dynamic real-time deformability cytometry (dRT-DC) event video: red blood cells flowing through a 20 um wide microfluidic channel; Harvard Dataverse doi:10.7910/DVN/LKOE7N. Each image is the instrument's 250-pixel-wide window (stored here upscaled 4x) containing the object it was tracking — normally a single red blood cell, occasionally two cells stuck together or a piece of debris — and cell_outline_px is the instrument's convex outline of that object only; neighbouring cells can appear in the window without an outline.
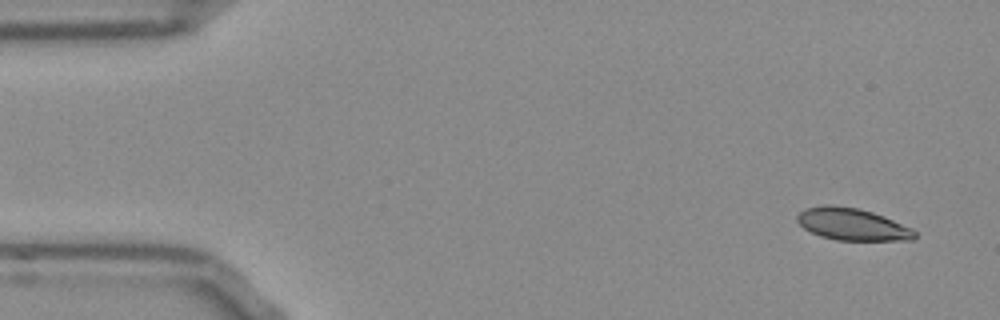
{"species": "Egyptian fruit bat (a non-hibernating species)", "species_latin": "Rousettus aegyptiacus", "temperature_condition": "room temperature", "stored_images_in_passage": 30, "camera_frame_rate_fps": 3000, "um_per_image_px": 0.085, "frame": {"image": 1, "passage_image": 1, "time_ms": 0.0, "image_size_px": [1000, 320], "cell_outline_px": [[916, 236], [912, 240], [836, 240], [820, 236], [804, 228], [796, 220], [796, 216], [804, 208], [824, 204], [832, 204], [860, 208], [884, 216], [912, 228], [916, 232]], "centroid_in_image_um": [72.42, 19.05], "position_along_channel_um": 12.6, "area_um2": 22.14}}
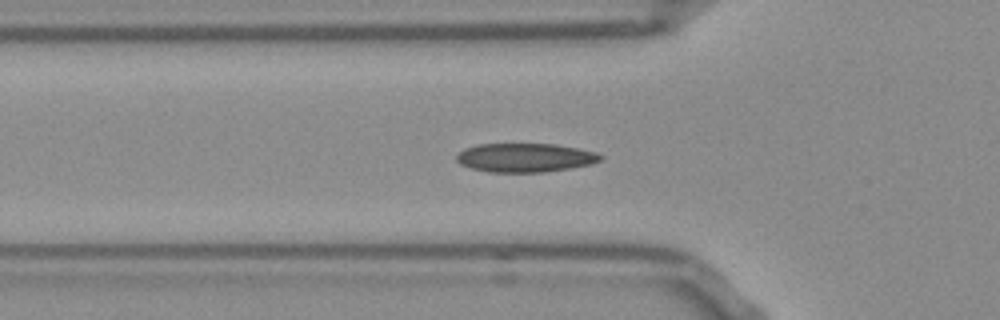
{"frame": {"image": 2, "passage_image": 15, "time_ms": 4.667, "image_size_px": [1000, 320], "cell_outline_px": [[604, 156], [600, 160], [592, 164], [544, 172], [488, 172], [472, 168], [460, 164], [456, 160], [456, 156], [464, 148], [476, 144], [556, 144], [596, 152]], "centroid_in_image_um": [44.62, 13.4], "position_along_channel_um": 81.2, "area_um2": 24.16}}
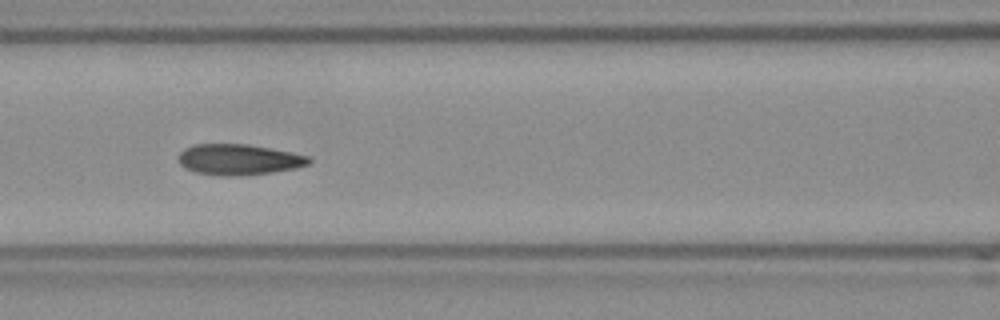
{"frame": {"image": 3, "passage_image": 20, "time_ms": 6.333, "image_size_px": [1000, 320], "cell_outline_px": [[312, 160], [308, 164], [296, 168], [272, 172], [240, 176], [216, 176], [196, 172], [184, 168], [180, 164], [180, 152], [184, 148], [192, 144], [248, 144], [308, 156]], "centroid_in_image_um": [20.26, 13.57], "position_along_channel_um": 146.3, "area_um2": 23.35}}